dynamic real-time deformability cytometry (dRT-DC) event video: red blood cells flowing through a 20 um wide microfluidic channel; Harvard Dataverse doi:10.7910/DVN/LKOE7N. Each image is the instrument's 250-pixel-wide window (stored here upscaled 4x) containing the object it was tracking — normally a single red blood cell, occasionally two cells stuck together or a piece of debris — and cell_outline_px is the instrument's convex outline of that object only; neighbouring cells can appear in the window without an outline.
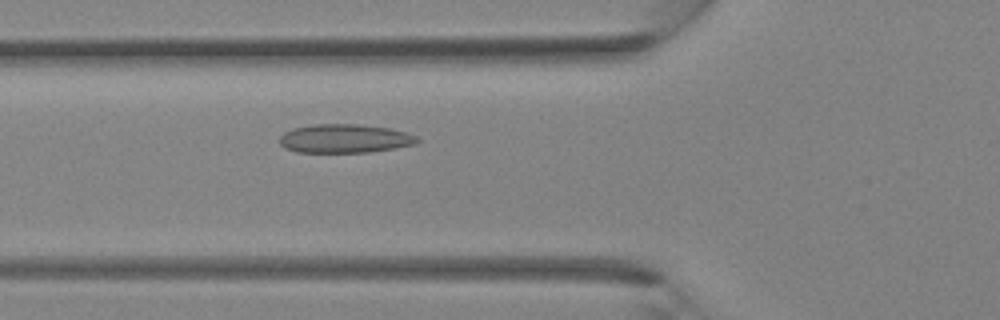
{"species": "Egyptian fruit bat (a non-hibernating species)", "species_latin": "Rousettus aegyptiacus", "temperature_condition": "room temperature", "stored_images_in_passage": 36, "camera_frame_rate_fps": 3000, "um_per_image_px": 0.085, "animal": {"sex": "female"}, "frame": {"image": 1, "passage_image": 12, "time_ms": 3.667, "image_size_px": [1000, 320], "cell_outline_px": [[420, 140], [416, 144], [368, 152], [296, 152], [284, 148], [280, 144], [280, 136], [284, 132], [292, 128], [316, 124], [360, 124], [392, 128], [416, 136]], "centroid_in_image_um": [29.28, 11.77], "position_along_channel_um": 96.5, "area_um2": 23.06}}
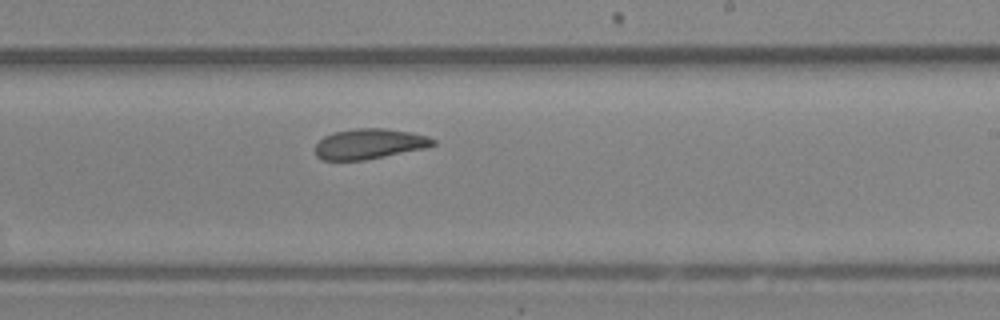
{"frame": {"image": 2, "passage_image": 21, "time_ms": 6.667, "image_size_px": [1000, 320], "cell_outline_px": [[436, 144], [428, 148], [364, 160], [320, 160], [316, 156], [312, 148], [324, 136], [332, 132], [356, 128], [384, 128], [412, 132], [428, 136], [436, 140]], "centroid_in_image_um": [31.38, 12.23], "position_along_channel_um": 257.6, "area_um2": 21.21}}
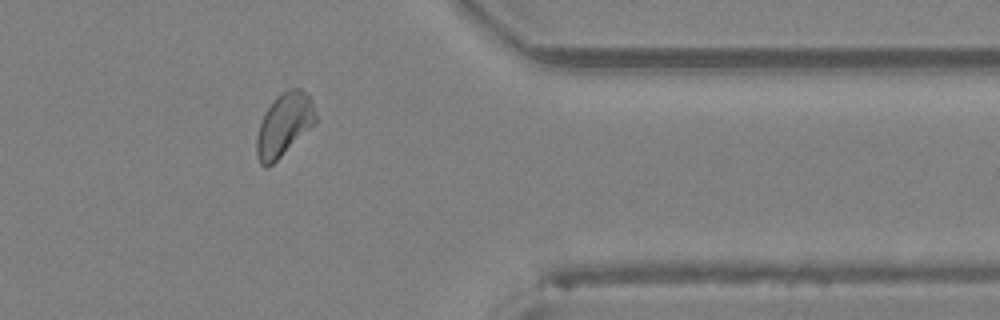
{"frame": {"image": 3, "passage_image": 29, "time_ms": 9.333, "image_size_px": [1000, 320], "cell_outline_px": [[316, 124], [268, 168], [264, 168], [260, 164], [256, 156], [256, 136], [264, 112], [276, 96], [280, 92], [288, 88], [300, 88], [308, 96], [316, 112]], "centroid_in_image_um": [24.13, 10.62], "position_along_channel_um": 387.3, "area_um2": 21.85}}